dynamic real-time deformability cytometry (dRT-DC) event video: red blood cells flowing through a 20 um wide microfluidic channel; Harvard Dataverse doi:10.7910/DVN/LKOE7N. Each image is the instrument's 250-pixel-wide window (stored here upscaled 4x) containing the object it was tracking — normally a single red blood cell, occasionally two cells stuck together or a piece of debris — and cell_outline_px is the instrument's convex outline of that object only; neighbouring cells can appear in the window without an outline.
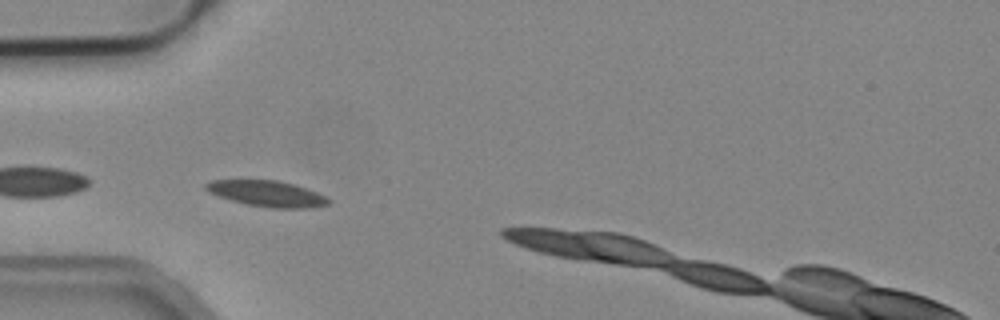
{"species": "common noctule bat (a hibernating species)", "species_latin": "Nyctalus noctula", "temperature_condition": "cold", "stored_images_in_passage": 11, "camera_frame_rate_fps": 3000, "um_per_image_px": 0.085, "animal": {"sex": "male", "body_mass_g": 19.2, "forearm_length_mm": 51.8}, "frame": {"image": 1, "passage_image": 7, "time_ms": 2.0, "image_size_px": [1000, 320], "cell_outline_px": [[332, 200], [328, 204], [308, 208], [272, 208], [248, 204], [232, 200], [208, 192], [204, 188], [204, 184], [212, 180], [280, 180], [316, 192]], "centroid_in_image_um": [22.68, 16.45], "position_along_channel_um": 62.3, "area_um2": 18.26}}